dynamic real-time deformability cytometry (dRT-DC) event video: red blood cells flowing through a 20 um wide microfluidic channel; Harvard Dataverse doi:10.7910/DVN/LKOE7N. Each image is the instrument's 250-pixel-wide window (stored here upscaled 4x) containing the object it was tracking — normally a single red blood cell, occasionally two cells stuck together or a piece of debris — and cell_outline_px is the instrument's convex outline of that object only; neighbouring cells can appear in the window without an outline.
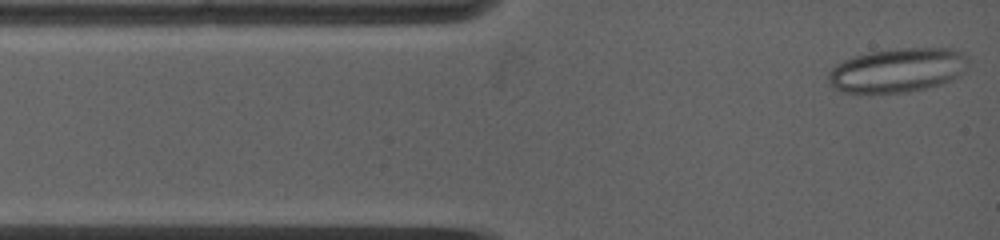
{"species": "common noctule bat (a hibernating species)", "species_latin": "Nyctalus noctula", "temperature_condition": "warm", "stored_images_in_passage": 25, "camera_frame_rate_fps": 5000, "um_per_image_px": 0.085, "animal": {"sex": "female", "body_mass_g": 19.0, "forearm_length_mm": 53.3}, "frame": {"image": 1, "passage_image": 1, "time_ms": 0.0, "image_size_px": [1000, 240], "cell_outline_px": [[968, 60], [964, 72], [960, 76], [940, 84], [908, 92], [844, 92], [832, 88], [828, 84], [828, 72], [836, 64], [844, 60], [856, 56], [872, 52], [896, 48], [952, 48], [964, 52], [968, 56]], "centroid_in_image_um": [76.31, 5.96], "position_along_channel_um": 8.7, "area_um2": 36.01}}
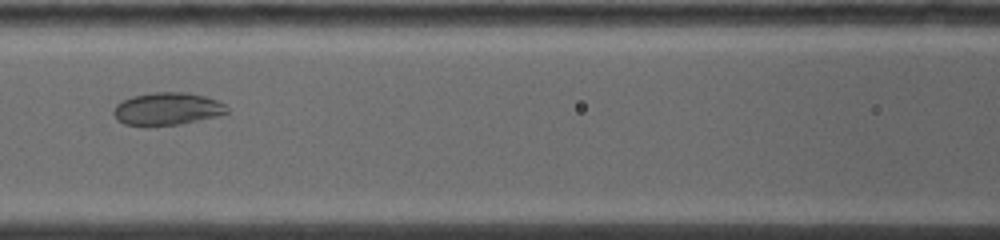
{"frame": {"image": 2, "passage_image": 14, "time_ms": 4.8, "image_size_px": [1000, 240], "cell_outline_px": [[228, 112], [216, 116], [180, 124], [124, 124], [116, 120], [112, 112], [116, 104], [132, 96], [152, 92], [188, 92], [204, 96], [216, 100], [224, 104], [228, 108]], "centroid_in_image_um": [14.2, 9.22], "position_along_channel_um": 152.4, "area_um2": 21.15}}
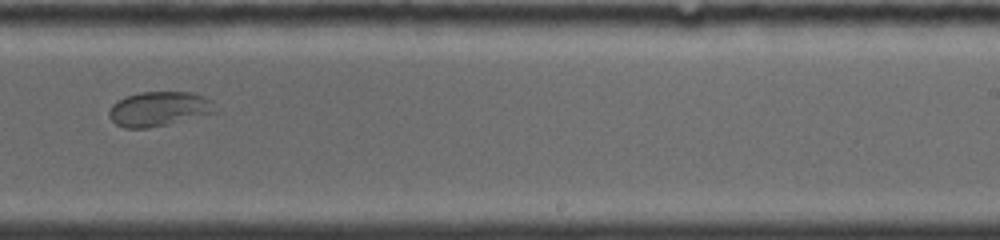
{"frame": {"image": 3, "passage_image": 23, "time_ms": 8.0, "image_size_px": [1000, 240], "cell_outline_px": [[216, 112], [168, 124], [148, 128], [124, 128], [116, 124], [108, 116], [108, 112], [112, 104], [128, 96], [140, 92], [192, 92], [204, 96], [212, 100]], "centroid_in_image_um": [13.5, 9.26], "position_along_channel_um": 275.5, "area_um2": 21.27}}